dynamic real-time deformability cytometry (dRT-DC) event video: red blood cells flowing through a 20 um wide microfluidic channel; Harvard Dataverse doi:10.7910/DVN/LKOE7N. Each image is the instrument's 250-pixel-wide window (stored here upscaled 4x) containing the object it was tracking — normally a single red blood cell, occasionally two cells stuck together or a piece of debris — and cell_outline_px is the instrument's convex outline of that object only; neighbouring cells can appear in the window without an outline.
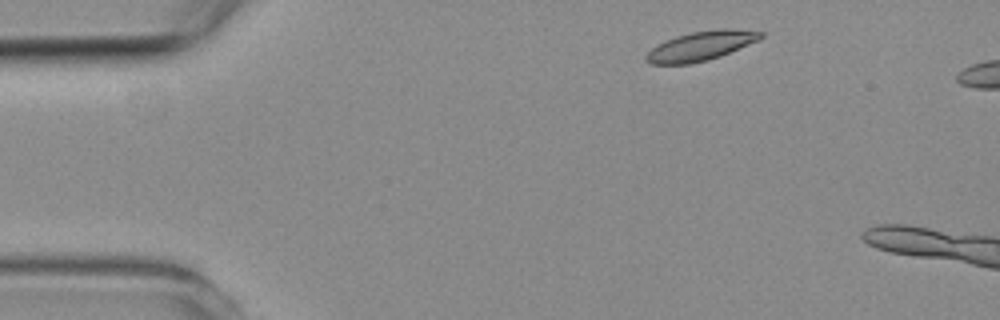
{"species": "common noctule bat (a hibernating species)", "species_latin": "Nyctalus noctula", "temperature_condition": "room temperature", "stored_images_in_passage": 2, "camera_frame_rate_fps": 3000, "um_per_image_px": 0.085, "animal": {"sex": "female", "body_mass_g": 19.3, "forearm_length_mm": 54.1}, "frame": {"image": 1, "passage_image": 1, "time_ms": 0.0, "image_size_px": [1000, 320], "cell_outline_px": [[764, 36], [760, 40], [720, 56], [708, 60], [688, 64], [652, 64], [644, 60], [644, 56], [656, 44], [664, 40], [676, 36], [692, 32], [716, 28], [732, 28], [764, 32]], "centroid_in_image_um": [59.58, 3.89], "position_along_channel_um": 25.4, "area_um2": 19.83}}